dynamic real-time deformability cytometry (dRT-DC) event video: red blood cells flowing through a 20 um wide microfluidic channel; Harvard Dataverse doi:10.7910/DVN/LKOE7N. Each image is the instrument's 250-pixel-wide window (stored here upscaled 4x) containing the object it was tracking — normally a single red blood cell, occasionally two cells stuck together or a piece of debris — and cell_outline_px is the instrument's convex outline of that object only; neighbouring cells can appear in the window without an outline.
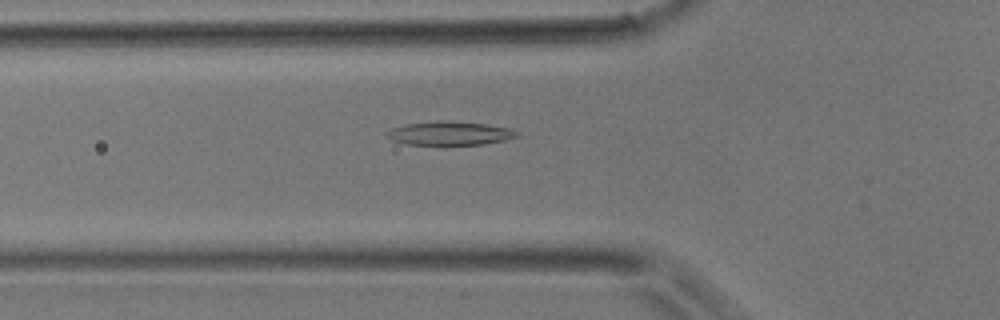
{"species": "common noctule bat (a hibernating species)", "species_latin": "Nyctalus noctula", "temperature_condition": "room temperature", "stored_images_in_passage": 32, "camera_frame_rate_fps": 3000, "um_per_image_px": 0.085, "animal": {"sex": "male", "body_mass_g": 17.9}, "frame": {"image": 1, "passage_image": 2, "time_ms": 0.333, "image_size_px": [1000, 320], "cell_outline_px": [[520, 136], [504, 140], [484, 144], [408, 144], [392, 140], [384, 136], [384, 132], [392, 128], [404, 124], [436, 120], [440, 120], [484, 124], [508, 128], [520, 132]], "centroid_in_image_um": [38.18, 11.32], "position_along_channel_um": 87.6, "area_um2": 17.92}}
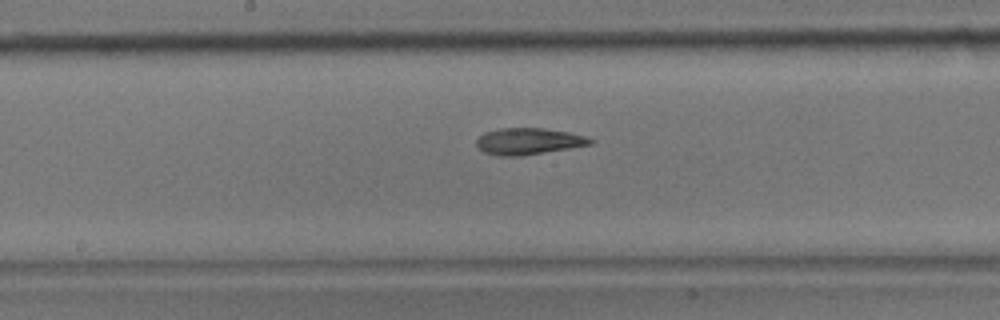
{"frame": {"image": 2, "passage_image": 10, "time_ms": 3.0, "image_size_px": [1000, 320], "cell_outline_px": [[596, 140], [592, 144], [520, 156], [496, 156], [484, 152], [476, 144], [476, 140], [484, 132], [500, 128], [544, 128], [568, 132], [584, 136]], "centroid_in_image_um": [44.9, 12.0], "position_along_channel_um": 203.3, "area_um2": 17.51}}
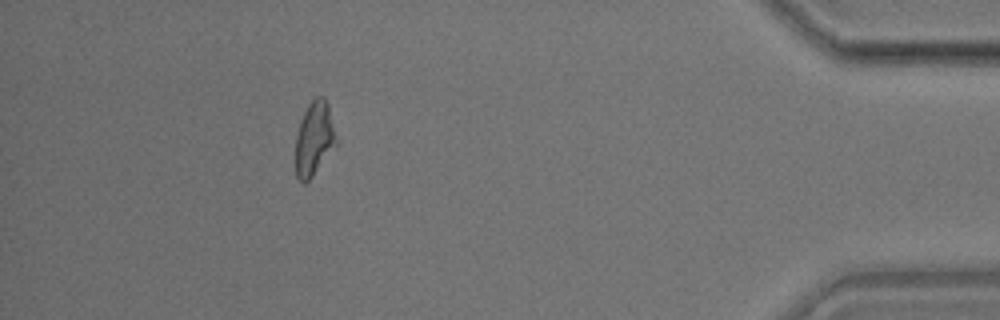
{"frame": {"image": 3, "passage_image": 28, "time_ms": 9.0, "image_size_px": [1000, 320], "cell_outline_px": [[336, 144], [312, 176], [304, 184], [296, 176], [296, 136], [300, 120], [308, 104], [316, 96], [324, 96], [328, 104], [336, 140]], "centroid_in_image_um": [26.68, 11.76], "position_along_channel_um": 408.5, "area_um2": 17.11}}